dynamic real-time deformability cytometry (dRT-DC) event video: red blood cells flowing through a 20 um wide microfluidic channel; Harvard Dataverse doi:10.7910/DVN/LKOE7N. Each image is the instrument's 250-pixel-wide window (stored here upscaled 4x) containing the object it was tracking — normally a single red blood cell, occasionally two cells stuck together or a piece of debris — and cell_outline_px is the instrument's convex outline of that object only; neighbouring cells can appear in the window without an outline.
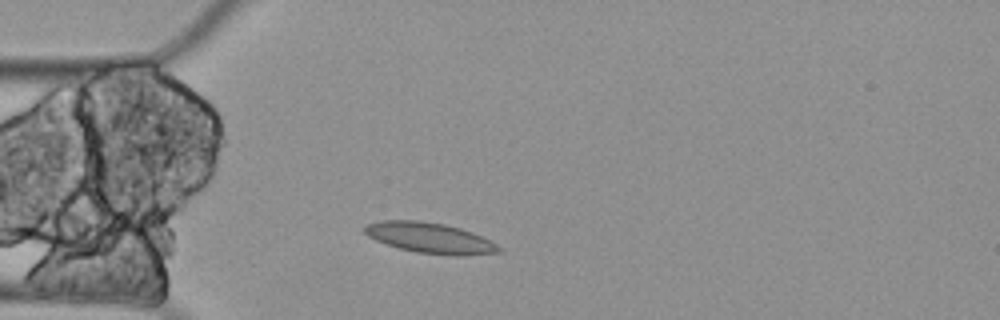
{"species": "Egyptian fruit bat (a non-hibernating species)", "species_latin": "Rousettus aegyptiacus", "temperature_condition": "cold", "stored_images_in_passage": 2, "camera_frame_rate_fps": 3000, "um_per_image_px": 0.085, "animal": {"sex": "female"}, "frame": {"image": 1, "passage_image": 1, "time_ms": 0.0, "image_size_px": [1000, 320], "cell_outline_px": [[504, 252], [460, 256], [456, 256], [416, 252], [400, 248], [376, 240], [368, 236], [364, 232], [364, 228], [368, 224], [380, 220], [420, 220], [444, 224], [460, 228], [472, 232], [504, 248]], "centroid_in_image_um": [36.58, 20.22], "position_along_channel_um": 48.4, "area_um2": 23.87}}